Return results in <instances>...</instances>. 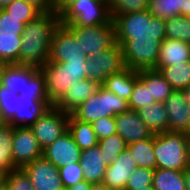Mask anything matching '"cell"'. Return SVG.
Instances as JSON below:
<instances>
[{
  "instance_id": "27",
  "label": "cell",
  "mask_w": 190,
  "mask_h": 190,
  "mask_svg": "<svg viewBox=\"0 0 190 190\" xmlns=\"http://www.w3.org/2000/svg\"><path fill=\"white\" fill-rule=\"evenodd\" d=\"M68 131L81 150L92 148L98 144L91 123L82 122L69 113Z\"/></svg>"
},
{
  "instance_id": "19",
  "label": "cell",
  "mask_w": 190,
  "mask_h": 190,
  "mask_svg": "<svg viewBox=\"0 0 190 190\" xmlns=\"http://www.w3.org/2000/svg\"><path fill=\"white\" fill-rule=\"evenodd\" d=\"M98 86L89 78L76 80L74 85H71L63 97L55 104V106L64 112L71 113L80 104L91 97Z\"/></svg>"
},
{
  "instance_id": "6",
  "label": "cell",
  "mask_w": 190,
  "mask_h": 190,
  "mask_svg": "<svg viewBox=\"0 0 190 190\" xmlns=\"http://www.w3.org/2000/svg\"><path fill=\"white\" fill-rule=\"evenodd\" d=\"M88 78L101 86L107 77L123 70L125 66L123 51L119 43L87 57Z\"/></svg>"
},
{
  "instance_id": "52",
  "label": "cell",
  "mask_w": 190,
  "mask_h": 190,
  "mask_svg": "<svg viewBox=\"0 0 190 190\" xmlns=\"http://www.w3.org/2000/svg\"><path fill=\"white\" fill-rule=\"evenodd\" d=\"M90 190H113V189L109 188L104 183H96V184H91Z\"/></svg>"
},
{
  "instance_id": "29",
  "label": "cell",
  "mask_w": 190,
  "mask_h": 190,
  "mask_svg": "<svg viewBox=\"0 0 190 190\" xmlns=\"http://www.w3.org/2000/svg\"><path fill=\"white\" fill-rule=\"evenodd\" d=\"M152 186L154 190H186L184 170L156 168Z\"/></svg>"
},
{
  "instance_id": "25",
  "label": "cell",
  "mask_w": 190,
  "mask_h": 190,
  "mask_svg": "<svg viewBox=\"0 0 190 190\" xmlns=\"http://www.w3.org/2000/svg\"><path fill=\"white\" fill-rule=\"evenodd\" d=\"M155 103L150 93V69L139 70L138 80L135 82L133 91L128 101L129 109L138 111L145 106Z\"/></svg>"
},
{
  "instance_id": "17",
  "label": "cell",
  "mask_w": 190,
  "mask_h": 190,
  "mask_svg": "<svg viewBox=\"0 0 190 190\" xmlns=\"http://www.w3.org/2000/svg\"><path fill=\"white\" fill-rule=\"evenodd\" d=\"M39 70L45 78L47 97L55 105L68 90L69 76L61 63L47 61Z\"/></svg>"
},
{
  "instance_id": "4",
  "label": "cell",
  "mask_w": 190,
  "mask_h": 190,
  "mask_svg": "<svg viewBox=\"0 0 190 190\" xmlns=\"http://www.w3.org/2000/svg\"><path fill=\"white\" fill-rule=\"evenodd\" d=\"M187 133L169 132L154 134V154L157 168L184 170L188 164Z\"/></svg>"
},
{
  "instance_id": "44",
  "label": "cell",
  "mask_w": 190,
  "mask_h": 190,
  "mask_svg": "<svg viewBox=\"0 0 190 190\" xmlns=\"http://www.w3.org/2000/svg\"><path fill=\"white\" fill-rule=\"evenodd\" d=\"M4 9L15 17H38L42 12L25 0H13Z\"/></svg>"
},
{
  "instance_id": "14",
  "label": "cell",
  "mask_w": 190,
  "mask_h": 190,
  "mask_svg": "<svg viewBox=\"0 0 190 190\" xmlns=\"http://www.w3.org/2000/svg\"><path fill=\"white\" fill-rule=\"evenodd\" d=\"M137 167L135 160L126 149L107 166L102 183L113 190H125L129 176Z\"/></svg>"
},
{
  "instance_id": "15",
  "label": "cell",
  "mask_w": 190,
  "mask_h": 190,
  "mask_svg": "<svg viewBox=\"0 0 190 190\" xmlns=\"http://www.w3.org/2000/svg\"><path fill=\"white\" fill-rule=\"evenodd\" d=\"M115 127L117 133L127 144L150 138L153 135L138 112L131 109L115 115Z\"/></svg>"
},
{
  "instance_id": "16",
  "label": "cell",
  "mask_w": 190,
  "mask_h": 190,
  "mask_svg": "<svg viewBox=\"0 0 190 190\" xmlns=\"http://www.w3.org/2000/svg\"><path fill=\"white\" fill-rule=\"evenodd\" d=\"M164 106L168 115V131L190 133L185 91L174 90Z\"/></svg>"
},
{
  "instance_id": "58",
  "label": "cell",
  "mask_w": 190,
  "mask_h": 190,
  "mask_svg": "<svg viewBox=\"0 0 190 190\" xmlns=\"http://www.w3.org/2000/svg\"><path fill=\"white\" fill-rule=\"evenodd\" d=\"M4 176L0 174V182L3 181Z\"/></svg>"
},
{
  "instance_id": "35",
  "label": "cell",
  "mask_w": 190,
  "mask_h": 190,
  "mask_svg": "<svg viewBox=\"0 0 190 190\" xmlns=\"http://www.w3.org/2000/svg\"><path fill=\"white\" fill-rule=\"evenodd\" d=\"M98 145L106 159V164L109 165L120 153L127 149L128 144L118 133H114L109 137L98 140Z\"/></svg>"
},
{
  "instance_id": "8",
  "label": "cell",
  "mask_w": 190,
  "mask_h": 190,
  "mask_svg": "<svg viewBox=\"0 0 190 190\" xmlns=\"http://www.w3.org/2000/svg\"><path fill=\"white\" fill-rule=\"evenodd\" d=\"M68 119L69 113L52 105L29 127L42 150L68 130Z\"/></svg>"
},
{
  "instance_id": "40",
  "label": "cell",
  "mask_w": 190,
  "mask_h": 190,
  "mask_svg": "<svg viewBox=\"0 0 190 190\" xmlns=\"http://www.w3.org/2000/svg\"><path fill=\"white\" fill-rule=\"evenodd\" d=\"M86 62L87 58H73L67 59L66 62H61L69 76L68 89L76 83V80L88 78Z\"/></svg>"
},
{
  "instance_id": "1",
  "label": "cell",
  "mask_w": 190,
  "mask_h": 190,
  "mask_svg": "<svg viewBox=\"0 0 190 190\" xmlns=\"http://www.w3.org/2000/svg\"><path fill=\"white\" fill-rule=\"evenodd\" d=\"M60 24L56 12L42 13L29 21L21 34L19 65L40 69L48 61L52 37Z\"/></svg>"
},
{
  "instance_id": "50",
  "label": "cell",
  "mask_w": 190,
  "mask_h": 190,
  "mask_svg": "<svg viewBox=\"0 0 190 190\" xmlns=\"http://www.w3.org/2000/svg\"><path fill=\"white\" fill-rule=\"evenodd\" d=\"M184 180L186 190H190V167L184 169Z\"/></svg>"
},
{
  "instance_id": "47",
  "label": "cell",
  "mask_w": 190,
  "mask_h": 190,
  "mask_svg": "<svg viewBox=\"0 0 190 190\" xmlns=\"http://www.w3.org/2000/svg\"><path fill=\"white\" fill-rule=\"evenodd\" d=\"M178 13L190 17V0H178Z\"/></svg>"
},
{
  "instance_id": "30",
  "label": "cell",
  "mask_w": 190,
  "mask_h": 190,
  "mask_svg": "<svg viewBox=\"0 0 190 190\" xmlns=\"http://www.w3.org/2000/svg\"><path fill=\"white\" fill-rule=\"evenodd\" d=\"M13 126L0 123V174L5 176L13 169Z\"/></svg>"
},
{
  "instance_id": "28",
  "label": "cell",
  "mask_w": 190,
  "mask_h": 190,
  "mask_svg": "<svg viewBox=\"0 0 190 190\" xmlns=\"http://www.w3.org/2000/svg\"><path fill=\"white\" fill-rule=\"evenodd\" d=\"M158 71L173 90L186 91L190 85V61L161 67Z\"/></svg>"
},
{
  "instance_id": "43",
  "label": "cell",
  "mask_w": 190,
  "mask_h": 190,
  "mask_svg": "<svg viewBox=\"0 0 190 190\" xmlns=\"http://www.w3.org/2000/svg\"><path fill=\"white\" fill-rule=\"evenodd\" d=\"M59 176L62 181V185L65 188H69L72 185H75L84 180L83 170L80 163H71L67 166L58 168Z\"/></svg>"
},
{
  "instance_id": "22",
  "label": "cell",
  "mask_w": 190,
  "mask_h": 190,
  "mask_svg": "<svg viewBox=\"0 0 190 190\" xmlns=\"http://www.w3.org/2000/svg\"><path fill=\"white\" fill-rule=\"evenodd\" d=\"M137 80L138 71L125 67L120 72L107 77L102 86L120 98L129 101Z\"/></svg>"
},
{
  "instance_id": "59",
  "label": "cell",
  "mask_w": 190,
  "mask_h": 190,
  "mask_svg": "<svg viewBox=\"0 0 190 190\" xmlns=\"http://www.w3.org/2000/svg\"><path fill=\"white\" fill-rule=\"evenodd\" d=\"M58 190H68L67 188H65L64 186Z\"/></svg>"
},
{
  "instance_id": "32",
  "label": "cell",
  "mask_w": 190,
  "mask_h": 190,
  "mask_svg": "<svg viewBox=\"0 0 190 190\" xmlns=\"http://www.w3.org/2000/svg\"><path fill=\"white\" fill-rule=\"evenodd\" d=\"M166 38L190 44V17L174 16L165 20Z\"/></svg>"
},
{
  "instance_id": "34",
  "label": "cell",
  "mask_w": 190,
  "mask_h": 190,
  "mask_svg": "<svg viewBox=\"0 0 190 190\" xmlns=\"http://www.w3.org/2000/svg\"><path fill=\"white\" fill-rule=\"evenodd\" d=\"M21 35L0 36V62L5 64H19Z\"/></svg>"
},
{
  "instance_id": "21",
  "label": "cell",
  "mask_w": 190,
  "mask_h": 190,
  "mask_svg": "<svg viewBox=\"0 0 190 190\" xmlns=\"http://www.w3.org/2000/svg\"><path fill=\"white\" fill-rule=\"evenodd\" d=\"M39 71L38 68L19 64H5L2 72L1 85L19 94L25 88L26 82Z\"/></svg>"
},
{
  "instance_id": "24",
  "label": "cell",
  "mask_w": 190,
  "mask_h": 190,
  "mask_svg": "<svg viewBox=\"0 0 190 190\" xmlns=\"http://www.w3.org/2000/svg\"><path fill=\"white\" fill-rule=\"evenodd\" d=\"M137 112L152 134L168 131V115L164 103L155 102L141 108Z\"/></svg>"
},
{
  "instance_id": "18",
  "label": "cell",
  "mask_w": 190,
  "mask_h": 190,
  "mask_svg": "<svg viewBox=\"0 0 190 190\" xmlns=\"http://www.w3.org/2000/svg\"><path fill=\"white\" fill-rule=\"evenodd\" d=\"M79 163L86 182L91 184L102 183L108 165L98 144L82 150Z\"/></svg>"
},
{
  "instance_id": "56",
  "label": "cell",
  "mask_w": 190,
  "mask_h": 190,
  "mask_svg": "<svg viewBox=\"0 0 190 190\" xmlns=\"http://www.w3.org/2000/svg\"><path fill=\"white\" fill-rule=\"evenodd\" d=\"M4 65L5 63L0 62V86H1V81H2V72L4 70Z\"/></svg>"
},
{
  "instance_id": "12",
  "label": "cell",
  "mask_w": 190,
  "mask_h": 190,
  "mask_svg": "<svg viewBox=\"0 0 190 190\" xmlns=\"http://www.w3.org/2000/svg\"><path fill=\"white\" fill-rule=\"evenodd\" d=\"M23 169L29 175L34 190H58L63 187L58 168L44 156Z\"/></svg>"
},
{
  "instance_id": "37",
  "label": "cell",
  "mask_w": 190,
  "mask_h": 190,
  "mask_svg": "<svg viewBox=\"0 0 190 190\" xmlns=\"http://www.w3.org/2000/svg\"><path fill=\"white\" fill-rule=\"evenodd\" d=\"M174 90L157 70L150 69V93L155 102L164 103Z\"/></svg>"
},
{
  "instance_id": "3",
  "label": "cell",
  "mask_w": 190,
  "mask_h": 190,
  "mask_svg": "<svg viewBox=\"0 0 190 190\" xmlns=\"http://www.w3.org/2000/svg\"><path fill=\"white\" fill-rule=\"evenodd\" d=\"M129 109L128 101L110 92L102 85L71 114L82 122L92 123L99 118L113 117Z\"/></svg>"
},
{
  "instance_id": "9",
  "label": "cell",
  "mask_w": 190,
  "mask_h": 190,
  "mask_svg": "<svg viewBox=\"0 0 190 190\" xmlns=\"http://www.w3.org/2000/svg\"><path fill=\"white\" fill-rule=\"evenodd\" d=\"M161 41L127 40L122 46L125 66L133 70L154 69L157 63Z\"/></svg>"
},
{
  "instance_id": "46",
  "label": "cell",
  "mask_w": 190,
  "mask_h": 190,
  "mask_svg": "<svg viewBox=\"0 0 190 190\" xmlns=\"http://www.w3.org/2000/svg\"><path fill=\"white\" fill-rule=\"evenodd\" d=\"M42 13L55 12V0H25Z\"/></svg>"
},
{
  "instance_id": "54",
  "label": "cell",
  "mask_w": 190,
  "mask_h": 190,
  "mask_svg": "<svg viewBox=\"0 0 190 190\" xmlns=\"http://www.w3.org/2000/svg\"><path fill=\"white\" fill-rule=\"evenodd\" d=\"M13 0H0V9H3L7 5H9Z\"/></svg>"
},
{
  "instance_id": "20",
  "label": "cell",
  "mask_w": 190,
  "mask_h": 190,
  "mask_svg": "<svg viewBox=\"0 0 190 190\" xmlns=\"http://www.w3.org/2000/svg\"><path fill=\"white\" fill-rule=\"evenodd\" d=\"M188 61H190V44L166 38L161 42L155 70Z\"/></svg>"
},
{
  "instance_id": "38",
  "label": "cell",
  "mask_w": 190,
  "mask_h": 190,
  "mask_svg": "<svg viewBox=\"0 0 190 190\" xmlns=\"http://www.w3.org/2000/svg\"><path fill=\"white\" fill-rule=\"evenodd\" d=\"M147 11L153 16L163 20L179 16L178 0H149Z\"/></svg>"
},
{
  "instance_id": "55",
  "label": "cell",
  "mask_w": 190,
  "mask_h": 190,
  "mask_svg": "<svg viewBox=\"0 0 190 190\" xmlns=\"http://www.w3.org/2000/svg\"><path fill=\"white\" fill-rule=\"evenodd\" d=\"M0 190H9V187L4 180L0 182Z\"/></svg>"
},
{
  "instance_id": "26",
  "label": "cell",
  "mask_w": 190,
  "mask_h": 190,
  "mask_svg": "<svg viewBox=\"0 0 190 190\" xmlns=\"http://www.w3.org/2000/svg\"><path fill=\"white\" fill-rule=\"evenodd\" d=\"M127 150L138 167L152 170L157 168V161L154 154V134L150 138L128 144Z\"/></svg>"
},
{
  "instance_id": "45",
  "label": "cell",
  "mask_w": 190,
  "mask_h": 190,
  "mask_svg": "<svg viewBox=\"0 0 190 190\" xmlns=\"http://www.w3.org/2000/svg\"><path fill=\"white\" fill-rule=\"evenodd\" d=\"M91 124L97 140L109 137L111 134L117 133L115 127V116L99 118Z\"/></svg>"
},
{
  "instance_id": "33",
  "label": "cell",
  "mask_w": 190,
  "mask_h": 190,
  "mask_svg": "<svg viewBox=\"0 0 190 190\" xmlns=\"http://www.w3.org/2000/svg\"><path fill=\"white\" fill-rule=\"evenodd\" d=\"M37 17H15L4 8L0 9V36L21 35L25 25Z\"/></svg>"
},
{
  "instance_id": "48",
  "label": "cell",
  "mask_w": 190,
  "mask_h": 190,
  "mask_svg": "<svg viewBox=\"0 0 190 190\" xmlns=\"http://www.w3.org/2000/svg\"><path fill=\"white\" fill-rule=\"evenodd\" d=\"M73 1L75 0H55V12L60 14Z\"/></svg>"
},
{
  "instance_id": "23",
  "label": "cell",
  "mask_w": 190,
  "mask_h": 190,
  "mask_svg": "<svg viewBox=\"0 0 190 190\" xmlns=\"http://www.w3.org/2000/svg\"><path fill=\"white\" fill-rule=\"evenodd\" d=\"M52 105L50 101H22L20 102L19 116H13L8 124L13 127H30Z\"/></svg>"
},
{
  "instance_id": "53",
  "label": "cell",
  "mask_w": 190,
  "mask_h": 190,
  "mask_svg": "<svg viewBox=\"0 0 190 190\" xmlns=\"http://www.w3.org/2000/svg\"><path fill=\"white\" fill-rule=\"evenodd\" d=\"M186 150H187V156H188V164L190 167V133L187 134Z\"/></svg>"
},
{
  "instance_id": "51",
  "label": "cell",
  "mask_w": 190,
  "mask_h": 190,
  "mask_svg": "<svg viewBox=\"0 0 190 190\" xmlns=\"http://www.w3.org/2000/svg\"><path fill=\"white\" fill-rule=\"evenodd\" d=\"M185 96L187 100V116L189 119V125H190V85L188 86L187 90L185 91Z\"/></svg>"
},
{
  "instance_id": "42",
  "label": "cell",
  "mask_w": 190,
  "mask_h": 190,
  "mask_svg": "<svg viewBox=\"0 0 190 190\" xmlns=\"http://www.w3.org/2000/svg\"><path fill=\"white\" fill-rule=\"evenodd\" d=\"M3 180L7 183L9 190H34L29 175L22 169H12Z\"/></svg>"
},
{
  "instance_id": "11",
  "label": "cell",
  "mask_w": 190,
  "mask_h": 190,
  "mask_svg": "<svg viewBox=\"0 0 190 190\" xmlns=\"http://www.w3.org/2000/svg\"><path fill=\"white\" fill-rule=\"evenodd\" d=\"M73 58L87 56L81 51L80 41L74 33L66 25L59 24L52 37L48 62L61 63Z\"/></svg>"
},
{
  "instance_id": "2",
  "label": "cell",
  "mask_w": 190,
  "mask_h": 190,
  "mask_svg": "<svg viewBox=\"0 0 190 190\" xmlns=\"http://www.w3.org/2000/svg\"><path fill=\"white\" fill-rule=\"evenodd\" d=\"M116 42L127 40L166 39L165 20L153 17L147 10L124 15H113Z\"/></svg>"
},
{
  "instance_id": "57",
  "label": "cell",
  "mask_w": 190,
  "mask_h": 190,
  "mask_svg": "<svg viewBox=\"0 0 190 190\" xmlns=\"http://www.w3.org/2000/svg\"><path fill=\"white\" fill-rule=\"evenodd\" d=\"M138 190H154L153 186H146L144 189H138Z\"/></svg>"
},
{
  "instance_id": "36",
  "label": "cell",
  "mask_w": 190,
  "mask_h": 190,
  "mask_svg": "<svg viewBox=\"0 0 190 190\" xmlns=\"http://www.w3.org/2000/svg\"><path fill=\"white\" fill-rule=\"evenodd\" d=\"M19 94L23 97V100H41L49 101L46 93V85L44 75L39 70L29 82H26L23 91Z\"/></svg>"
},
{
  "instance_id": "31",
  "label": "cell",
  "mask_w": 190,
  "mask_h": 190,
  "mask_svg": "<svg viewBox=\"0 0 190 190\" xmlns=\"http://www.w3.org/2000/svg\"><path fill=\"white\" fill-rule=\"evenodd\" d=\"M24 101L20 94H15L4 86H0L1 123H8L13 116H19L20 102Z\"/></svg>"
},
{
  "instance_id": "7",
  "label": "cell",
  "mask_w": 190,
  "mask_h": 190,
  "mask_svg": "<svg viewBox=\"0 0 190 190\" xmlns=\"http://www.w3.org/2000/svg\"><path fill=\"white\" fill-rule=\"evenodd\" d=\"M80 41L81 51L87 57L102 52L116 43L113 21L93 27L66 25Z\"/></svg>"
},
{
  "instance_id": "10",
  "label": "cell",
  "mask_w": 190,
  "mask_h": 190,
  "mask_svg": "<svg viewBox=\"0 0 190 190\" xmlns=\"http://www.w3.org/2000/svg\"><path fill=\"white\" fill-rule=\"evenodd\" d=\"M13 169H22L43 156V150L29 127H13Z\"/></svg>"
},
{
  "instance_id": "39",
  "label": "cell",
  "mask_w": 190,
  "mask_h": 190,
  "mask_svg": "<svg viewBox=\"0 0 190 190\" xmlns=\"http://www.w3.org/2000/svg\"><path fill=\"white\" fill-rule=\"evenodd\" d=\"M148 3L149 0H111L110 14L112 17L147 10Z\"/></svg>"
},
{
  "instance_id": "13",
  "label": "cell",
  "mask_w": 190,
  "mask_h": 190,
  "mask_svg": "<svg viewBox=\"0 0 190 190\" xmlns=\"http://www.w3.org/2000/svg\"><path fill=\"white\" fill-rule=\"evenodd\" d=\"M81 151L67 130L43 150V156L57 168H61L71 163H79Z\"/></svg>"
},
{
  "instance_id": "5",
  "label": "cell",
  "mask_w": 190,
  "mask_h": 190,
  "mask_svg": "<svg viewBox=\"0 0 190 190\" xmlns=\"http://www.w3.org/2000/svg\"><path fill=\"white\" fill-rule=\"evenodd\" d=\"M60 24L93 27L112 20L106 0H75L60 14Z\"/></svg>"
},
{
  "instance_id": "41",
  "label": "cell",
  "mask_w": 190,
  "mask_h": 190,
  "mask_svg": "<svg viewBox=\"0 0 190 190\" xmlns=\"http://www.w3.org/2000/svg\"><path fill=\"white\" fill-rule=\"evenodd\" d=\"M154 171L149 168L137 167L129 176L125 190H138L144 189L146 186H152Z\"/></svg>"
},
{
  "instance_id": "49",
  "label": "cell",
  "mask_w": 190,
  "mask_h": 190,
  "mask_svg": "<svg viewBox=\"0 0 190 190\" xmlns=\"http://www.w3.org/2000/svg\"><path fill=\"white\" fill-rule=\"evenodd\" d=\"M68 190H90L91 189V183L86 182L85 180L70 186L67 188Z\"/></svg>"
}]
</instances>
